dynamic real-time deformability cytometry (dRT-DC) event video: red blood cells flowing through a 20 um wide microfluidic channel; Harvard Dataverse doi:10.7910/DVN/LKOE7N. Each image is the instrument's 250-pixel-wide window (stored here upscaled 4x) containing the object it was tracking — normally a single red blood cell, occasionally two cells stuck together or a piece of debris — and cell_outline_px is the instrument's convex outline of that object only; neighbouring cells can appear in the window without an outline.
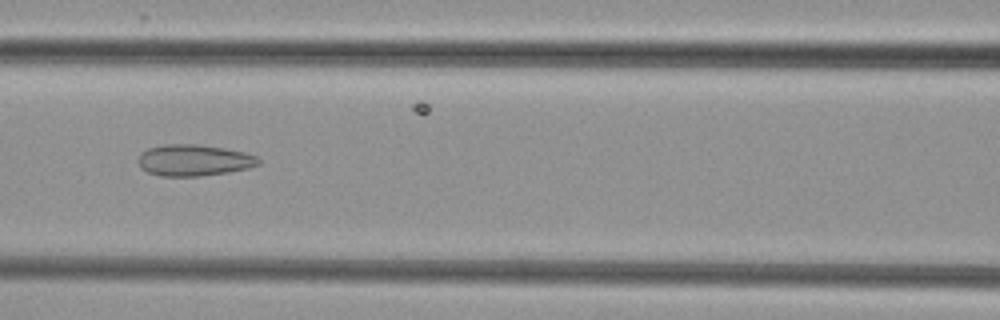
{"species": "common noctule bat (a hibernating species)", "species_latin": "Nyctalus noctula", "temperature_condition": "cold", "stored_images_in_passage": 10, "segment_of_instrument_passage": [1, 2], "camera_frame_rate_fps": 3000, "um_per_image_px": 0.085, "animal": {"sex": "female", "body_mass_g": 29.2, "forearm_length_mm": 56.3}, "frame": {"image": 1, "passage_image": 6, "time_ms": 5.667, "image_size_px": [1000, 320], "cell_outline_px": [[260, 164], [248, 168], [228, 172], [200, 176], [160, 176], [148, 172], [140, 168], [140, 156], [148, 148], [164, 144], [196, 144], [224, 148], [244, 152], [256, 156], [260, 160]], "centroid_in_image_um": [16.5, 13.62], "position_along_channel_um": 150.1, "area_um2": 21.85}}
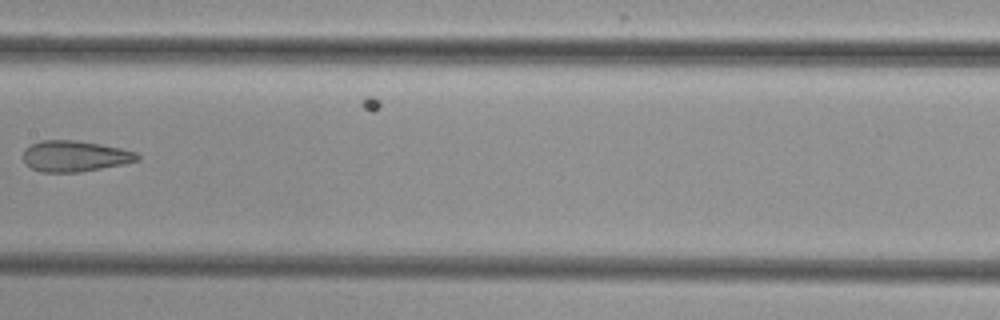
{"frame": {"image": 2, "passage_image": 7, "time_ms": 7.0, "image_size_px": [1000, 320], "cell_outline_px": [[140, 160], [124, 164], [80, 172], [44, 172], [32, 168], [24, 160], [24, 148], [40, 140], [76, 140], [100, 144], [120, 148], [136, 152], [140, 156]], "centroid_in_image_um": [6.39, 13.26], "position_along_channel_um": 201.0, "area_um2": 20.52}}
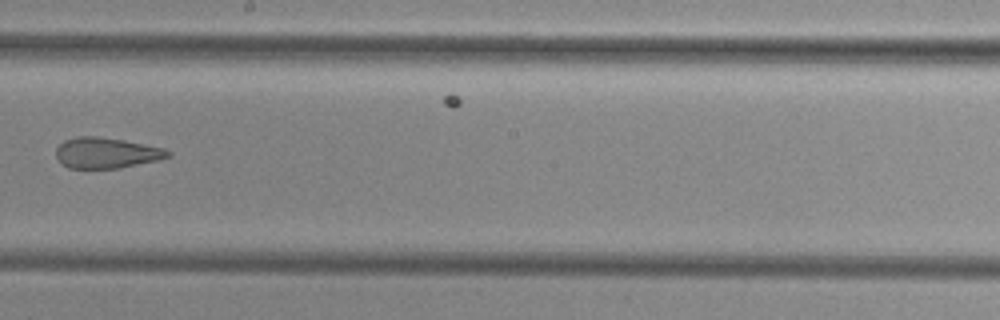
{"frame": {"image": 3, "passage_image": 8, "time_ms": 8.0, "image_size_px": [1000, 320], "cell_outline_px": [[172, 156], [160, 160], [120, 168], [68, 168], [60, 164], [56, 156], [56, 148], [64, 140], [76, 136], [96, 136], [124, 140], [164, 148], [172, 152]], "centroid_in_image_um": [9.05, 13.0], "position_along_channel_um": 239.1, "area_um2": 20.29}}